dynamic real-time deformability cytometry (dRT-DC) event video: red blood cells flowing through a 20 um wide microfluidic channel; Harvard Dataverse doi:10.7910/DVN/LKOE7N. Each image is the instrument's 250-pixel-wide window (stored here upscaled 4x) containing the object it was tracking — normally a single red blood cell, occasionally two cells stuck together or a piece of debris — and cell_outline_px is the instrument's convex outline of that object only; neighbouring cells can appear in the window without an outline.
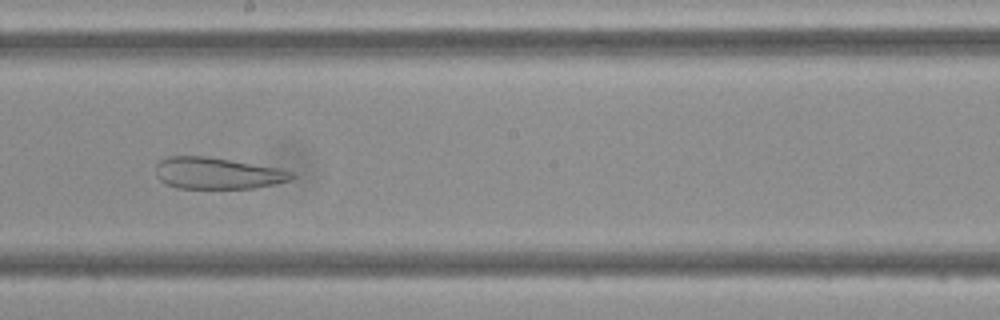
{"species": "Egyptian fruit bat (a non-hibernating species)", "species_latin": "Rousettus aegyptiacus", "temperature_condition": "cold", "stored_images_in_passage": 47, "camera_frame_rate_fps": 3000, "um_per_image_px": 0.085, "frame": {"image": 1, "passage_image": 26, "time_ms": 8.333, "image_size_px": [1000, 320], "cell_outline_px": [[296, 176], [292, 180], [252, 188], [176, 188], [160, 180], [156, 176], [156, 164], [160, 160], [168, 156], [208, 156], [284, 168], [292, 172]], "centroid_in_image_um": [18.51, 14.71], "position_along_channel_um": 229.7, "area_um2": 25.26}}
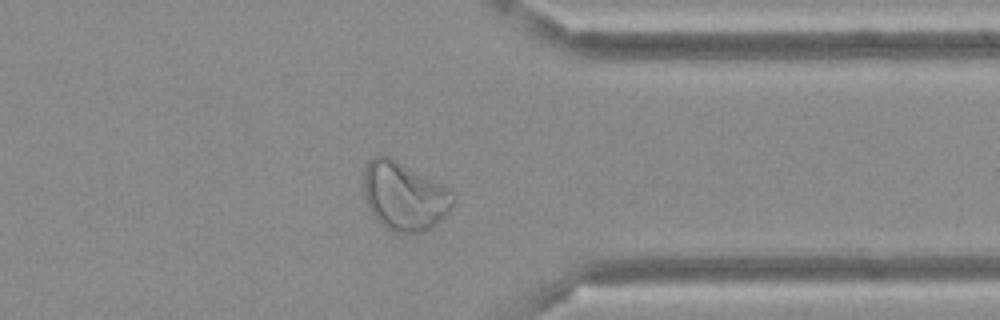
{"frame": {"image": 2, "passage_image": 37, "time_ms": 12.0, "image_size_px": [1000, 320], "cell_outline_px": [[456, 200], [448, 216], [432, 228], [424, 232], [392, 232], [380, 224], [376, 220], [364, 196], [364, 168], [368, 160], [376, 156], [388, 156], [444, 184], [456, 196]], "centroid_in_image_um": [34.42, 16.69], "position_along_channel_um": 377.0, "area_um2": 36.18}}
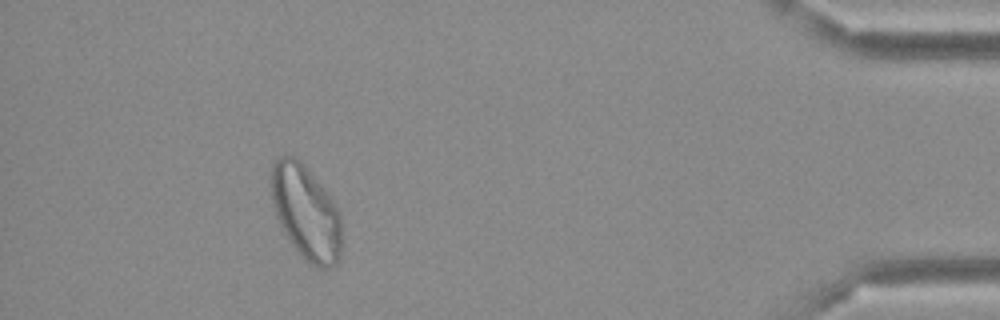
{"frame": {"image": 3, "passage_image": 43, "time_ms": 14.0, "image_size_px": [1000, 320], "cell_outline_px": [[340, 260], [332, 268], [316, 268], [288, 240], [276, 216], [272, 204], [272, 164], [276, 156], [292, 156], [300, 160], [304, 164], [332, 200], [340, 212]], "centroid_in_image_um": [26.0, 18.05], "position_along_channel_um": 409.2, "area_um2": 38.26}}